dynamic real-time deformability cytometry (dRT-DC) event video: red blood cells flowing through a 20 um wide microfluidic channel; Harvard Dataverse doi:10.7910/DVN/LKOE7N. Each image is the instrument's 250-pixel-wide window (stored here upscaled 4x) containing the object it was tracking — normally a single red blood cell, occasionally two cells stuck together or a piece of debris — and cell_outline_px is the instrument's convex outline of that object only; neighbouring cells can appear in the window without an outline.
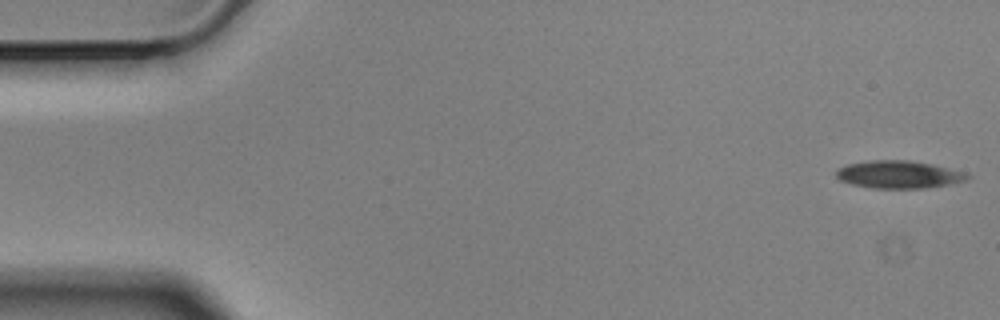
{"species": "Egyptian fruit bat (a non-hibernating species)", "species_latin": "Rousettus aegyptiacus", "temperature_condition": "cold", "stored_images_in_passage": 57, "camera_frame_rate_fps": 3000, "um_per_image_px": 0.085, "animal": {"sex": "male"}, "frame": {"image": 1, "passage_image": 1, "time_ms": 0.0, "image_size_px": [1000, 320], "cell_outline_px": [[972, 176], [964, 180], [948, 184], [924, 188], [872, 188], [852, 184], [840, 180], [836, 176], [836, 168], [848, 164], [868, 160], [908, 160], [932, 164], [964, 172]], "centroid_in_image_um": [76.35, 14.82], "position_along_channel_um": 8.7, "area_um2": 20.98}}
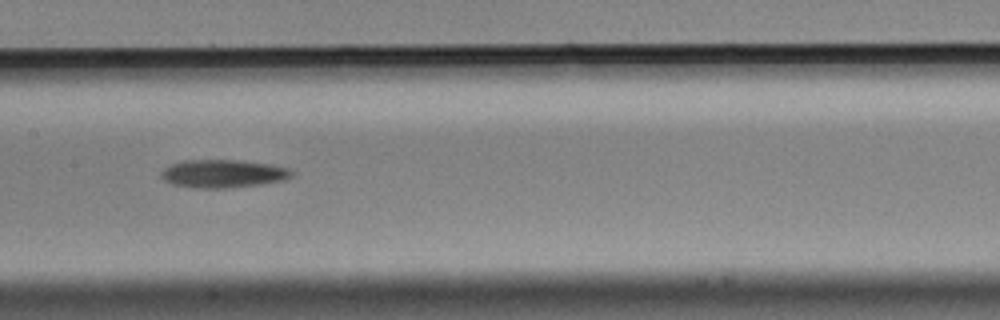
{"frame": {"image": 2, "passage_image": 27, "time_ms": 8.667, "image_size_px": [1000, 320], "cell_outline_px": [[296, 172], [292, 176], [284, 180], [264, 184], [224, 188], [196, 188], [172, 184], [164, 180], [160, 176], [160, 172], [168, 164], [184, 160], [240, 160], [272, 164], [288, 168]], "centroid_in_image_um": [18.97, 14.75], "position_along_channel_um": 188.4, "area_um2": 21.68}}
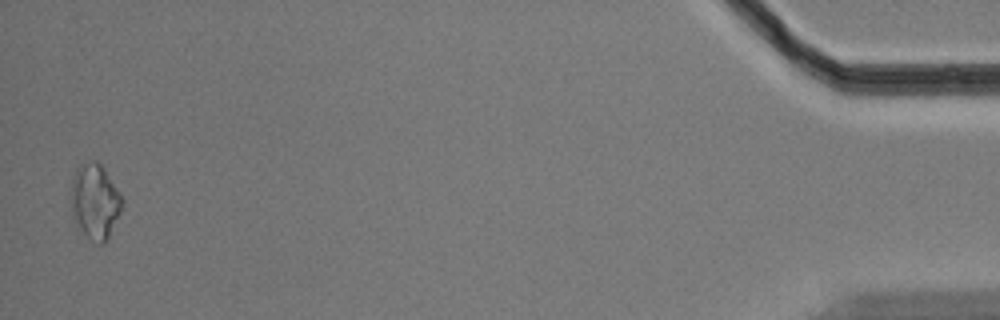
{"frame": {"image": 3, "passage_image": 55, "time_ms": 18.0, "image_size_px": [1000, 320], "cell_outline_px": [[124, 200], [120, 212], [104, 244], [96, 244], [84, 232], [72, 216], [72, 176], [76, 168], [80, 164], [92, 160], [96, 160], [104, 168], [120, 192]], "centroid_in_image_um": [8.09, 17.07], "position_along_channel_um": 427.1, "area_um2": 22.08}, "authors_computed_cell_mechanics": {"area_um2": 20.808, "velocity_mm_per_s": 3.5293, "shape_relaxation_time_tau1_ms": 6.3843, "shape_relaxation_time_tau2_ms": null, "deformation_change_tau1": 0.1315, "deformation_change_tau2": null}}